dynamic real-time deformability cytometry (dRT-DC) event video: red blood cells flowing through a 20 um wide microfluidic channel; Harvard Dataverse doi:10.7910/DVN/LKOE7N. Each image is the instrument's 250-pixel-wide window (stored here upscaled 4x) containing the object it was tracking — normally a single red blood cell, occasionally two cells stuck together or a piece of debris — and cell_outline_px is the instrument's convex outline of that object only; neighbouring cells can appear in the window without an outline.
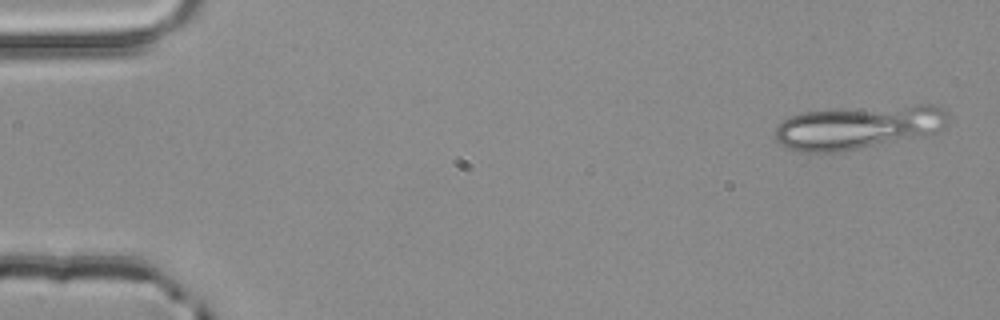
{"species": "common noctule bat (a hibernating species)", "species_latin": "Nyctalus noctula", "temperature_condition": "room temperature", "stored_images_in_passage": 4, "camera_frame_rate_fps": 3000, "um_per_image_px": 0.085, "animal": {"sex": "male", "body_mass_g": 20.4}, "frame": {"image": 1, "passage_image": 1, "time_ms": 0.0, "image_size_px": [1000, 320], "cell_outline_px": [[948, 124], [936, 132], [924, 136], [840, 152], [804, 152], [784, 148], [776, 140], [776, 128], [788, 116], [800, 112], [916, 104], [936, 104], [948, 112]], "centroid_in_image_um": [72.99, 10.81], "position_along_channel_um": 12.0, "area_um2": 44.27}}
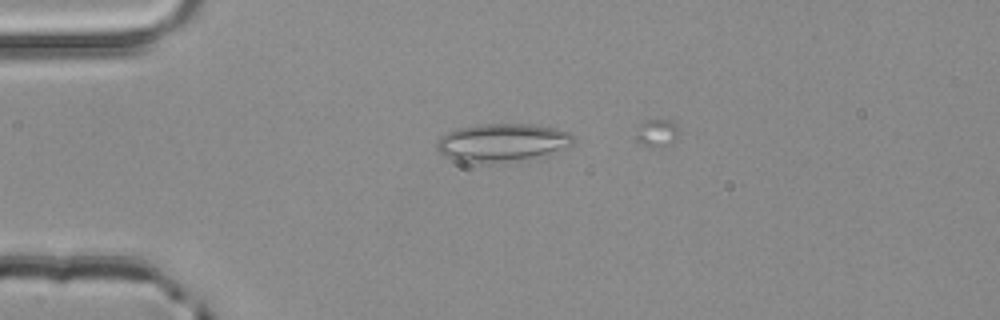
{"frame": {"image": 2, "passage_image": 3, "time_ms": 0.667, "image_size_px": [1000, 320], "cell_outline_px": [[572, 144], [532, 156], [504, 160], [456, 160], [444, 156], [436, 148], [436, 144], [440, 136], [456, 128], [480, 124], [532, 124], [552, 128], [568, 132], [572, 136]], "centroid_in_image_um": [42.57, 12.04], "position_along_channel_um": 42.4, "area_um2": 28.44}}